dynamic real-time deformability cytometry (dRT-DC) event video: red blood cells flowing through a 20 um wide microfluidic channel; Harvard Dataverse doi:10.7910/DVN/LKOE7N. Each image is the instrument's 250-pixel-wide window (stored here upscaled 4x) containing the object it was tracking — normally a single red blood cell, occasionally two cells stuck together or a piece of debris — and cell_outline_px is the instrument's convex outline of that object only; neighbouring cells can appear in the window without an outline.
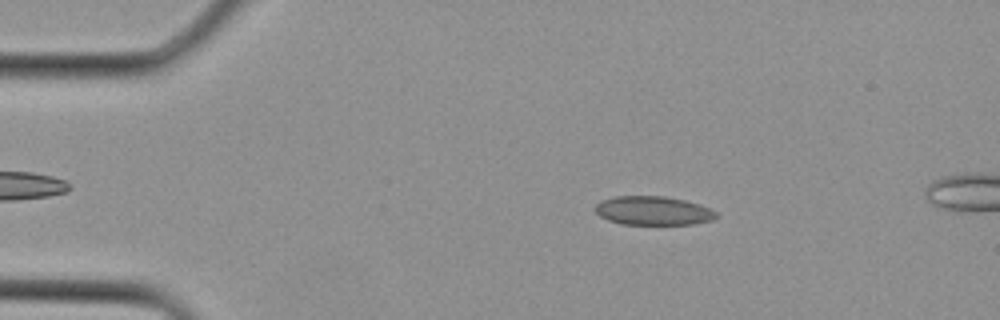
{"species": "Egyptian fruit bat (a non-hibernating species)", "species_latin": "Rousettus aegyptiacus", "temperature_condition": "cold", "stored_images_in_passage": 3, "camera_frame_rate_fps": 3000, "um_per_image_px": 0.085, "animal": {"sex": "female"}, "frame": {"image": 1, "passage_image": 1, "time_ms": 0.0, "image_size_px": [1000, 320], "cell_outline_px": [[720, 216], [712, 220], [692, 224], [620, 224], [608, 220], [600, 216], [592, 208], [600, 200], [616, 196], [664, 196], [684, 200], [700, 204], [716, 212]], "centroid_in_image_um": [55.49, 17.9], "position_along_channel_um": 29.5, "area_um2": 20.46}}